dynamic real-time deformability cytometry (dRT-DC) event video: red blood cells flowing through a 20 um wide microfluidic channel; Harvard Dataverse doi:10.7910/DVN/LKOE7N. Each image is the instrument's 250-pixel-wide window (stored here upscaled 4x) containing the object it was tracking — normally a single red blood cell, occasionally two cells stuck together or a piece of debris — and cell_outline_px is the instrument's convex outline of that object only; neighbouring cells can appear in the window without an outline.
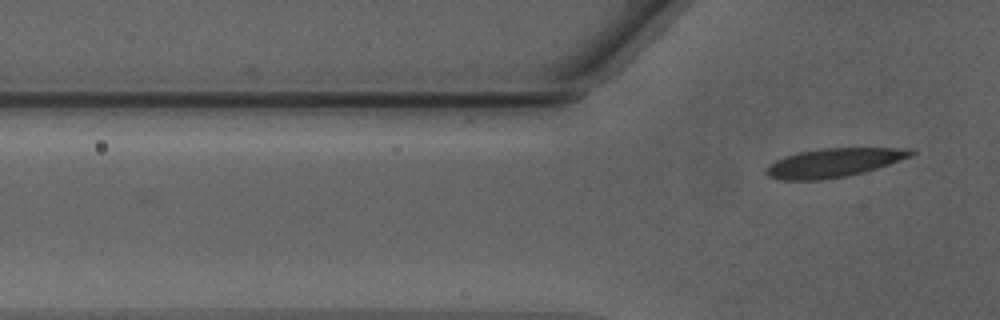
{"species": "Egyptian fruit bat (a non-hibernating species)", "species_latin": "Rousettus aegyptiacus", "temperature_condition": "warm", "stored_images_in_passage": 11, "camera_frame_rate_fps": 3000, "um_per_image_px": 0.085, "animal": {"sex": "male"}, "frame": {"image": 1, "passage_image": 11, "time_ms": 3.333, "image_size_px": [1000, 320], "cell_outline_px": [[916, 152], [912, 156], [864, 172], [848, 176], [820, 180], [780, 180], [768, 176], [764, 172], [764, 168], [776, 160], [784, 156], [800, 152], [824, 148], [908, 148]], "centroid_in_image_um": [70.83, 13.84], "position_along_channel_um": 55.0, "area_um2": 24.28}}